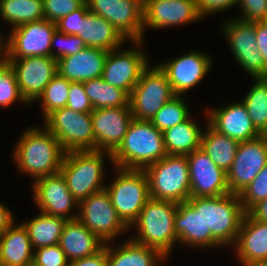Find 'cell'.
Instances as JSON below:
<instances>
[{"label": "cell", "mask_w": 267, "mask_h": 266, "mask_svg": "<svg viewBox=\"0 0 267 266\" xmlns=\"http://www.w3.org/2000/svg\"><path fill=\"white\" fill-rule=\"evenodd\" d=\"M192 208H202L205 247L235 245L246 211L238 194L217 197H190Z\"/></svg>", "instance_id": "1"}, {"label": "cell", "mask_w": 267, "mask_h": 266, "mask_svg": "<svg viewBox=\"0 0 267 266\" xmlns=\"http://www.w3.org/2000/svg\"><path fill=\"white\" fill-rule=\"evenodd\" d=\"M17 143L14 159L22 173L36 180L60 172L66 152L45 126L25 129Z\"/></svg>", "instance_id": "2"}, {"label": "cell", "mask_w": 267, "mask_h": 266, "mask_svg": "<svg viewBox=\"0 0 267 266\" xmlns=\"http://www.w3.org/2000/svg\"><path fill=\"white\" fill-rule=\"evenodd\" d=\"M166 155L162 132L148 120L133 118L111 162L118 168L144 170Z\"/></svg>", "instance_id": "3"}, {"label": "cell", "mask_w": 267, "mask_h": 266, "mask_svg": "<svg viewBox=\"0 0 267 266\" xmlns=\"http://www.w3.org/2000/svg\"><path fill=\"white\" fill-rule=\"evenodd\" d=\"M178 203L150 198L132 224L138 236L132 241L155 248L165 257L170 255L174 243L178 242L174 230V217Z\"/></svg>", "instance_id": "4"}, {"label": "cell", "mask_w": 267, "mask_h": 266, "mask_svg": "<svg viewBox=\"0 0 267 266\" xmlns=\"http://www.w3.org/2000/svg\"><path fill=\"white\" fill-rule=\"evenodd\" d=\"M112 160V154L101 150L66 152L60 173L65 178L67 187L77 202L89 195L102 191L104 175V156Z\"/></svg>", "instance_id": "5"}, {"label": "cell", "mask_w": 267, "mask_h": 266, "mask_svg": "<svg viewBox=\"0 0 267 266\" xmlns=\"http://www.w3.org/2000/svg\"><path fill=\"white\" fill-rule=\"evenodd\" d=\"M150 198L186 202L190 198V174L186 156L166 155L146 167Z\"/></svg>", "instance_id": "6"}, {"label": "cell", "mask_w": 267, "mask_h": 266, "mask_svg": "<svg viewBox=\"0 0 267 266\" xmlns=\"http://www.w3.org/2000/svg\"><path fill=\"white\" fill-rule=\"evenodd\" d=\"M117 176L105 186L113 207L130 229L150 199L148 179L144 170L116 167Z\"/></svg>", "instance_id": "7"}, {"label": "cell", "mask_w": 267, "mask_h": 266, "mask_svg": "<svg viewBox=\"0 0 267 266\" xmlns=\"http://www.w3.org/2000/svg\"><path fill=\"white\" fill-rule=\"evenodd\" d=\"M44 121L65 152L96 150L91 113L63 107L50 113Z\"/></svg>", "instance_id": "8"}, {"label": "cell", "mask_w": 267, "mask_h": 266, "mask_svg": "<svg viewBox=\"0 0 267 266\" xmlns=\"http://www.w3.org/2000/svg\"><path fill=\"white\" fill-rule=\"evenodd\" d=\"M175 95L165 72L159 65L151 69L148 65L129 95L133 118L150 121Z\"/></svg>", "instance_id": "9"}, {"label": "cell", "mask_w": 267, "mask_h": 266, "mask_svg": "<svg viewBox=\"0 0 267 266\" xmlns=\"http://www.w3.org/2000/svg\"><path fill=\"white\" fill-rule=\"evenodd\" d=\"M77 219L104 244L126 232L128 227L117 215L106 189L93 193L78 202Z\"/></svg>", "instance_id": "10"}, {"label": "cell", "mask_w": 267, "mask_h": 266, "mask_svg": "<svg viewBox=\"0 0 267 266\" xmlns=\"http://www.w3.org/2000/svg\"><path fill=\"white\" fill-rule=\"evenodd\" d=\"M88 10L111 23L125 39L141 46L143 0H85ZM134 41V42H133Z\"/></svg>", "instance_id": "11"}, {"label": "cell", "mask_w": 267, "mask_h": 266, "mask_svg": "<svg viewBox=\"0 0 267 266\" xmlns=\"http://www.w3.org/2000/svg\"><path fill=\"white\" fill-rule=\"evenodd\" d=\"M56 23L46 19L25 23L12 28L5 43V59L24 57H51V40Z\"/></svg>", "instance_id": "12"}, {"label": "cell", "mask_w": 267, "mask_h": 266, "mask_svg": "<svg viewBox=\"0 0 267 266\" xmlns=\"http://www.w3.org/2000/svg\"><path fill=\"white\" fill-rule=\"evenodd\" d=\"M229 47L240 66L253 78L267 77V68L256 44L255 22H247L239 17L222 26Z\"/></svg>", "instance_id": "13"}, {"label": "cell", "mask_w": 267, "mask_h": 266, "mask_svg": "<svg viewBox=\"0 0 267 266\" xmlns=\"http://www.w3.org/2000/svg\"><path fill=\"white\" fill-rule=\"evenodd\" d=\"M267 164V138L239 142L235 159L226 172L229 191L239 194Z\"/></svg>", "instance_id": "14"}, {"label": "cell", "mask_w": 267, "mask_h": 266, "mask_svg": "<svg viewBox=\"0 0 267 266\" xmlns=\"http://www.w3.org/2000/svg\"><path fill=\"white\" fill-rule=\"evenodd\" d=\"M15 72L22 97L27 104L35 101L58 73L57 60L48 56L6 59Z\"/></svg>", "instance_id": "15"}, {"label": "cell", "mask_w": 267, "mask_h": 266, "mask_svg": "<svg viewBox=\"0 0 267 266\" xmlns=\"http://www.w3.org/2000/svg\"><path fill=\"white\" fill-rule=\"evenodd\" d=\"M115 49L108 52L102 78L112 86L124 90L130 95L140 79L141 73L149 65L147 56L142 50Z\"/></svg>", "instance_id": "16"}, {"label": "cell", "mask_w": 267, "mask_h": 266, "mask_svg": "<svg viewBox=\"0 0 267 266\" xmlns=\"http://www.w3.org/2000/svg\"><path fill=\"white\" fill-rule=\"evenodd\" d=\"M190 174V197H217L230 194L227 174L201 149L186 156Z\"/></svg>", "instance_id": "17"}, {"label": "cell", "mask_w": 267, "mask_h": 266, "mask_svg": "<svg viewBox=\"0 0 267 266\" xmlns=\"http://www.w3.org/2000/svg\"><path fill=\"white\" fill-rule=\"evenodd\" d=\"M32 189L33 200L40 212L67 220L77 219L78 214L71 215L70 212L74 206L78 208V202L72 196L60 172L34 180Z\"/></svg>", "instance_id": "18"}, {"label": "cell", "mask_w": 267, "mask_h": 266, "mask_svg": "<svg viewBox=\"0 0 267 266\" xmlns=\"http://www.w3.org/2000/svg\"><path fill=\"white\" fill-rule=\"evenodd\" d=\"M143 36L145 27L167 28L203 18L196 0H143Z\"/></svg>", "instance_id": "19"}, {"label": "cell", "mask_w": 267, "mask_h": 266, "mask_svg": "<svg viewBox=\"0 0 267 266\" xmlns=\"http://www.w3.org/2000/svg\"><path fill=\"white\" fill-rule=\"evenodd\" d=\"M132 119L130 107L94 109L91 120L96 150L112 154L122 143Z\"/></svg>", "instance_id": "20"}, {"label": "cell", "mask_w": 267, "mask_h": 266, "mask_svg": "<svg viewBox=\"0 0 267 266\" xmlns=\"http://www.w3.org/2000/svg\"><path fill=\"white\" fill-rule=\"evenodd\" d=\"M211 66V57L197 51L159 64L176 95H182L195 87L208 74Z\"/></svg>", "instance_id": "21"}, {"label": "cell", "mask_w": 267, "mask_h": 266, "mask_svg": "<svg viewBox=\"0 0 267 266\" xmlns=\"http://www.w3.org/2000/svg\"><path fill=\"white\" fill-rule=\"evenodd\" d=\"M208 124L217 132L238 141L256 139L262 134L253 125L243 102H235L210 110Z\"/></svg>", "instance_id": "22"}, {"label": "cell", "mask_w": 267, "mask_h": 266, "mask_svg": "<svg viewBox=\"0 0 267 266\" xmlns=\"http://www.w3.org/2000/svg\"><path fill=\"white\" fill-rule=\"evenodd\" d=\"M108 51L86 47L77 54L57 60L58 74L70 82H84L100 78Z\"/></svg>", "instance_id": "23"}, {"label": "cell", "mask_w": 267, "mask_h": 266, "mask_svg": "<svg viewBox=\"0 0 267 266\" xmlns=\"http://www.w3.org/2000/svg\"><path fill=\"white\" fill-rule=\"evenodd\" d=\"M234 246L241 263L267 260V222L246 212Z\"/></svg>", "instance_id": "24"}, {"label": "cell", "mask_w": 267, "mask_h": 266, "mask_svg": "<svg viewBox=\"0 0 267 266\" xmlns=\"http://www.w3.org/2000/svg\"><path fill=\"white\" fill-rule=\"evenodd\" d=\"M59 245L69 262L99 252L104 243L78 219L67 220Z\"/></svg>", "instance_id": "25"}, {"label": "cell", "mask_w": 267, "mask_h": 266, "mask_svg": "<svg viewBox=\"0 0 267 266\" xmlns=\"http://www.w3.org/2000/svg\"><path fill=\"white\" fill-rule=\"evenodd\" d=\"M87 47L106 51L120 49L126 39L103 17L88 11L80 20V33L77 34Z\"/></svg>", "instance_id": "26"}, {"label": "cell", "mask_w": 267, "mask_h": 266, "mask_svg": "<svg viewBox=\"0 0 267 266\" xmlns=\"http://www.w3.org/2000/svg\"><path fill=\"white\" fill-rule=\"evenodd\" d=\"M24 225L13 223L0 236V258L5 266H32L34 251Z\"/></svg>", "instance_id": "27"}, {"label": "cell", "mask_w": 267, "mask_h": 266, "mask_svg": "<svg viewBox=\"0 0 267 266\" xmlns=\"http://www.w3.org/2000/svg\"><path fill=\"white\" fill-rule=\"evenodd\" d=\"M106 252L108 266H159L158 263L167 259L159 250L131 239L116 248L106 243Z\"/></svg>", "instance_id": "28"}, {"label": "cell", "mask_w": 267, "mask_h": 266, "mask_svg": "<svg viewBox=\"0 0 267 266\" xmlns=\"http://www.w3.org/2000/svg\"><path fill=\"white\" fill-rule=\"evenodd\" d=\"M174 230L179 243L205 247V228L202 208H192L187 202L178 203L174 217Z\"/></svg>", "instance_id": "29"}, {"label": "cell", "mask_w": 267, "mask_h": 266, "mask_svg": "<svg viewBox=\"0 0 267 266\" xmlns=\"http://www.w3.org/2000/svg\"><path fill=\"white\" fill-rule=\"evenodd\" d=\"M162 134L167 155L187 156L201 147L202 129L190 117Z\"/></svg>", "instance_id": "30"}, {"label": "cell", "mask_w": 267, "mask_h": 266, "mask_svg": "<svg viewBox=\"0 0 267 266\" xmlns=\"http://www.w3.org/2000/svg\"><path fill=\"white\" fill-rule=\"evenodd\" d=\"M67 219L40 212L37 217L22 223L34 249L59 244Z\"/></svg>", "instance_id": "31"}, {"label": "cell", "mask_w": 267, "mask_h": 266, "mask_svg": "<svg viewBox=\"0 0 267 266\" xmlns=\"http://www.w3.org/2000/svg\"><path fill=\"white\" fill-rule=\"evenodd\" d=\"M206 128L205 132L203 130L200 148L219 168L227 172L235 159L239 142L217 132L209 124Z\"/></svg>", "instance_id": "32"}, {"label": "cell", "mask_w": 267, "mask_h": 266, "mask_svg": "<svg viewBox=\"0 0 267 266\" xmlns=\"http://www.w3.org/2000/svg\"><path fill=\"white\" fill-rule=\"evenodd\" d=\"M83 85L94 109L130 107L129 95L105 82L102 77L84 81Z\"/></svg>", "instance_id": "33"}, {"label": "cell", "mask_w": 267, "mask_h": 266, "mask_svg": "<svg viewBox=\"0 0 267 266\" xmlns=\"http://www.w3.org/2000/svg\"><path fill=\"white\" fill-rule=\"evenodd\" d=\"M0 16L13 28L42 20L43 0H0Z\"/></svg>", "instance_id": "34"}, {"label": "cell", "mask_w": 267, "mask_h": 266, "mask_svg": "<svg viewBox=\"0 0 267 266\" xmlns=\"http://www.w3.org/2000/svg\"><path fill=\"white\" fill-rule=\"evenodd\" d=\"M254 79L253 87L242 102L253 125L264 135L267 132V77Z\"/></svg>", "instance_id": "35"}, {"label": "cell", "mask_w": 267, "mask_h": 266, "mask_svg": "<svg viewBox=\"0 0 267 266\" xmlns=\"http://www.w3.org/2000/svg\"><path fill=\"white\" fill-rule=\"evenodd\" d=\"M183 96L175 95L150 120L161 132L186 121L190 117Z\"/></svg>", "instance_id": "36"}, {"label": "cell", "mask_w": 267, "mask_h": 266, "mask_svg": "<svg viewBox=\"0 0 267 266\" xmlns=\"http://www.w3.org/2000/svg\"><path fill=\"white\" fill-rule=\"evenodd\" d=\"M70 83L57 73L45 87L44 92L38 98L42 102L43 118L57 109L66 107Z\"/></svg>", "instance_id": "37"}, {"label": "cell", "mask_w": 267, "mask_h": 266, "mask_svg": "<svg viewBox=\"0 0 267 266\" xmlns=\"http://www.w3.org/2000/svg\"><path fill=\"white\" fill-rule=\"evenodd\" d=\"M16 101L27 103L20 93L14 70L4 58L0 60V106L7 108Z\"/></svg>", "instance_id": "38"}, {"label": "cell", "mask_w": 267, "mask_h": 266, "mask_svg": "<svg viewBox=\"0 0 267 266\" xmlns=\"http://www.w3.org/2000/svg\"><path fill=\"white\" fill-rule=\"evenodd\" d=\"M238 195L246 212L255 204L267 198V164Z\"/></svg>", "instance_id": "39"}, {"label": "cell", "mask_w": 267, "mask_h": 266, "mask_svg": "<svg viewBox=\"0 0 267 266\" xmlns=\"http://www.w3.org/2000/svg\"><path fill=\"white\" fill-rule=\"evenodd\" d=\"M55 44L57 46L60 45L58 47V52H55V50L53 51L52 49ZM86 47V44L79 36L65 34L56 30L51 40V57L59 60L66 56L77 54Z\"/></svg>", "instance_id": "40"}, {"label": "cell", "mask_w": 267, "mask_h": 266, "mask_svg": "<svg viewBox=\"0 0 267 266\" xmlns=\"http://www.w3.org/2000/svg\"><path fill=\"white\" fill-rule=\"evenodd\" d=\"M84 3L85 0H43L44 19L56 23Z\"/></svg>", "instance_id": "41"}, {"label": "cell", "mask_w": 267, "mask_h": 266, "mask_svg": "<svg viewBox=\"0 0 267 266\" xmlns=\"http://www.w3.org/2000/svg\"><path fill=\"white\" fill-rule=\"evenodd\" d=\"M35 250L32 266H69V261L59 244Z\"/></svg>", "instance_id": "42"}, {"label": "cell", "mask_w": 267, "mask_h": 266, "mask_svg": "<svg viewBox=\"0 0 267 266\" xmlns=\"http://www.w3.org/2000/svg\"><path fill=\"white\" fill-rule=\"evenodd\" d=\"M66 107L82 113H92L94 110L85 93L83 82H71Z\"/></svg>", "instance_id": "43"}, {"label": "cell", "mask_w": 267, "mask_h": 266, "mask_svg": "<svg viewBox=\"0 0 267 266\" xmlns=\"http://www.w3.org/2000/svg\"><path fill=\"white\" fill-rule=\"evenodd\" d=\"M240 5L241 20L247 22H260L267 12V0H238Z\"/></svg>", "instance_id": "44"}, {"label": "cell", "mask_w": 267, "mask_h": 266, "mask_svg": "<svg viewBox=\"0 0 267 266\" xmlns=\"http://www.w3.org/2000/svg\"><path fill=\"white\" fill-rule=\"evenodd\" d=\"M88 11V6L85 2L80 8L57 21V30L65 34L77 35L80 33V20Z\"/></svg>", "instance_id": "45"}, {"label": "cell", "mask_w": 267, "mask_h": 266, "mask_svg": "<svg viewBox=\"0 0 267 266\" xmlns=\"http://www.w3.org/2000/svg\"><path fill=\"white\" fill-rule=\"evenodd\" d=\"M238 0H196V4L199 10V14L202 17L205 15L214 14L215 12H221L230 7L236 6Z\"/></svg>", "instance_id": "46"}, {"label": "cell", "mask_w": 267, "mask_h": 266, "mask_svg": "<svg viewBox=\"0 0 267 266\" xmlns=\"http://www.w3.org/2000/svg\"><path fill=\"white\" fill-rule=\"evenodd\" d=\"M69 266H108L106 243L96 254L69 262Z\"/></svg>", "instance_id": "47"}, {"label": "cell", "mask_w": 267, "mask_h": 266, "mask_svg": "<svg viewBox=\"0 0 267 266\" xmlns=\"http://www.w3.org/2000/svg\"><path fill=\"white\" fill-rule=\"evenodd\" d=\"M255 36L256 44L267 68V26L261 22H255Z\"/></svg>", "instance_id": "48"}, {"label": "cell", "mask_w": 267, "mask_h": 266, "mask_svg": "<svg viewBox=\"0 0 267 266\" xmlns=\"http://www.w3.org/2000/svg\"><path fill=\"white\" fill-rule=\"evenodd\" d=\"M14 223V218L9 208L0 202V236Z\"/></svg>", "instance_id": "49"}, {"label": "cell", "mask_w": 267, "mask_h": 266, "mask_svg": "<svg viewBox=\"0 0 267 266\" xmlns=\"http://www.w3.org/2000/svg\"><path fill=\"white\" fill-rule=\"evenodd\" d=\"M248 213L256 220L267 222V198L255 204Z\"/></svg>", "instance_id": "50"}, {"label": "cell", "mask_w": 267, "mask_h": 266, "mask_svg": "<svg viewBox=\"0 0 267 266\" xmlns=\"http://www.w3.org/2000/svg\"><path fill=\"white\" fill-rule=\"evenodd\" d=\"M241 266H267V260H256L247 263H241Z\"/></svg>", "instance_id": "51"}, {"label": "cell", "mask_w": 267, "mask_h": 266, "mask_svg": "<svg viewBox=\"0 0 267 266\" xmlns=\"http://www.w3.org/2000/svg\"><path fill=\"white\" fill-rule=\"evenodd\" d=\"M2 34L0 32V60L4 59V54H5V41L3 40L4 38H2Z\"/></svg>", "instance_id": "52"}, {"label": "cell", "mask_w": 267, "mask_h": 266, "mask_svg": "<svg viewBox=\"0 0 267 266\" xmlns=\"http://www.w3.org/2000/svg\"><path fill=\"white\" fill-rule=\"evenodd\" d=\"M260 22L267 26V12L265 13L264 18Z\"/></svg>", "instance_id": "53"}, {"label": "cell", "mask_w": 267, "mask_h": 266, "mask_svg": "<svg viewBox=\"0 0 267 266\" xmlns=\"http://www.w3.org/2000/svg\"><path fill=\"white\" fill-rule=\"evenodd\" d=\"M0 266H5V265L3 264V261H2L1 258H0Z\"/></svg>", "instance_id": "54"}]
</instances>
